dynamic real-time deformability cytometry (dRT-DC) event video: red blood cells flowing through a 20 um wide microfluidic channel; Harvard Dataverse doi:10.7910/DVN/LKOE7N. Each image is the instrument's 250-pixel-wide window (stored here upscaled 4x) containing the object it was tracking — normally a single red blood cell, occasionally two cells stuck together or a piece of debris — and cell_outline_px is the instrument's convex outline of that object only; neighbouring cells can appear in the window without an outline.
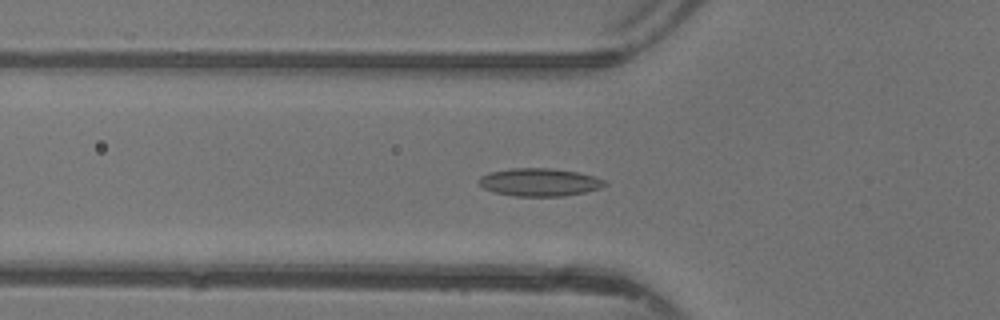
{"species": "common noctule bat (a hibernating species)", "species_latin": "Nyctalus noctula", "temperature_condition": "warm", "stored_images_in_passage": 19, "camera_frame_rate_fps": 3000, "um_per_image_px": 0.085, "animal": {"sex": "female"}, "frame": {"image": 1, "passage_image": 5, "time_ms": 1.333, "image_size_px": [1000, 320], "cell_outline_px": [[608, 184], [600, 188], [584, 192], [564, 196], [516, 196], [496, 192], [484, 188], [480, 184], [480, 176], [488, 172], [512, 168], [548, 168], [576, 172], [592, 176], [604, 180]], "centroid_in_image_um": [45.85, 15.48], "position_along_channel_um": 79.9, "area_um2": 20.17}}
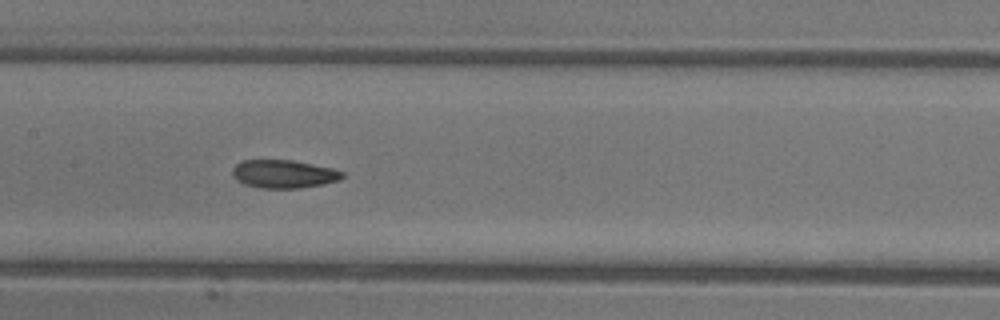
{"frame": {"image": 2, "passage_image": 12, "time_ms": 3.667, "image_size_px": [1000, 320], "cell_outline_px": [[344, 176], [340, 180], [300, 188], [260, 188], [244, 184], [236, 180], [232, 176], [232, 168], [236, 164], [244, 160], [292, 160], [332, 168], [344, 172]], "centroid_in_image_um": [24.09, 14.79], "position_along_channel_um": 183.3, "area_um2": 18.03}}
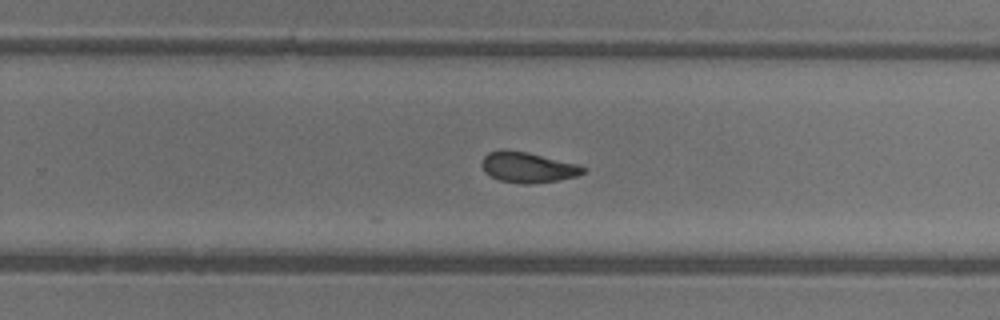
{"frame": {"image": 3, "passage_image": 19, "time_ms": 6.0, "image_size_px": [1000, 320], "cell_outline_px": [[588, 168], [584, 172], [576, 176], [556, 180], [528, 184], [524, 184], [500, 180], [484, 172], [480, 164], [484, 156], [488, 152], [504, 148], [528, 152], [576, 164]], "centroid_in_image_um": [44.81, 14.2], "position_along_channel_um": 285.0, "area_um2": 17.98}}